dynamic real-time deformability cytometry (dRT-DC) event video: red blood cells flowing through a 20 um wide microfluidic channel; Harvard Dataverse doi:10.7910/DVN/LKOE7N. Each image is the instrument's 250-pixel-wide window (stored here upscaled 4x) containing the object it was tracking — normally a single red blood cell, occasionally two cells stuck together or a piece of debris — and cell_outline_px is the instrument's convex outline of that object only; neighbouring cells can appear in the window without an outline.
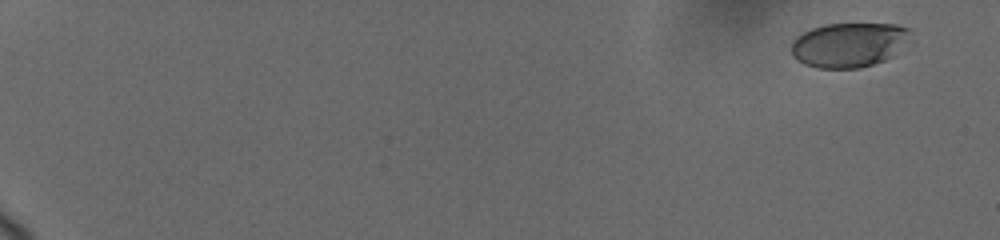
{"species": "human", "species_latin": "Homo sapiens", "temperature_condition": "cold", "stored_images_in_passage": 16, "camera_frame_rate_fps": 3000, "um_per_image_px": 0.085, "donor": {"sex": "female"}, "frame": {"image": 1, "passage_image": 2, "time_ms": 0.667, "image_size_px": [1000, 240], "cell_outline_px": [[908, 32], [896, 56], [860, 68], [820, 68], [804, 64], [796, 60], [792, 56], [792, 40], [804, 32], [812, 28], [824, 24], [896, 24], [908, 28]], "centroid_in_image_um": [72.1, 3.82], "position_along_channel_um": 12.9, "area_um2": 30.63}}
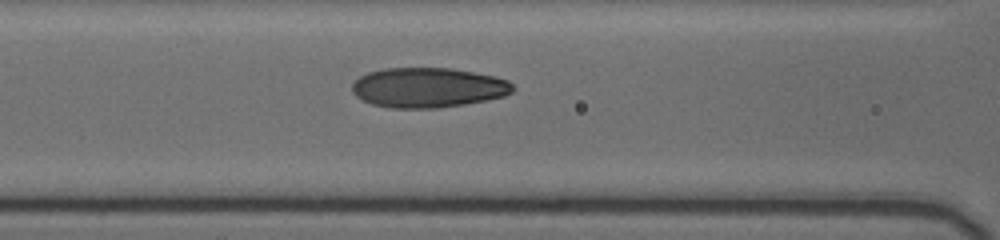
{"frame": {"image": 2, "passage_image": 14, "time_ms": 9.333, "image_size_px": [1000, 240], "cell_outline_px": [[516, 88], [512, 92], [504, 96], [464, 104], [436, 108], [392, 108], [372, 104], [356, 96], [352, 92], [352, 84], [360, 76], [368, 72], [384, 68], [452, 68], [496, 76], [508, 80]], "centroid_in_image_um": [36.39, 7.44], "position_along_channel_um": 130.2, "area_um2": 37.4}}
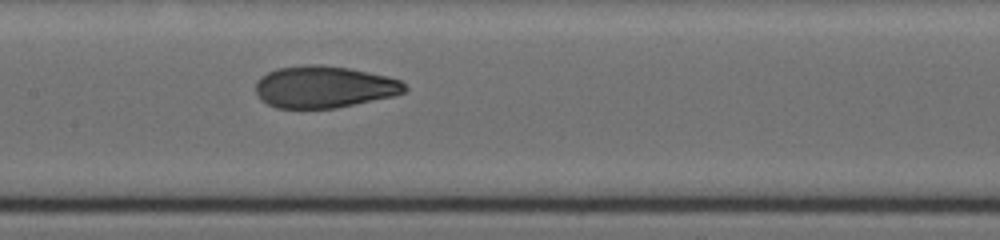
{"frame": {"image": 3, "passage_image": 16, "time_ms": 10.667, "image_size_px": [1000, 240], "cell_outline_px": [[408, 92], [392, 96], [336, 108], [276, 108], [260, 100], [256, 92], [256, 80], [260, 76], [276, 68], [304, 64], [324, 64], [348, 68], [388, 76], [400, 80], [408, 88]], "centroid_in_image_um": [27.53, 7.38], "position_along_channel_um": 179.9, "area_um2": 36.7}}